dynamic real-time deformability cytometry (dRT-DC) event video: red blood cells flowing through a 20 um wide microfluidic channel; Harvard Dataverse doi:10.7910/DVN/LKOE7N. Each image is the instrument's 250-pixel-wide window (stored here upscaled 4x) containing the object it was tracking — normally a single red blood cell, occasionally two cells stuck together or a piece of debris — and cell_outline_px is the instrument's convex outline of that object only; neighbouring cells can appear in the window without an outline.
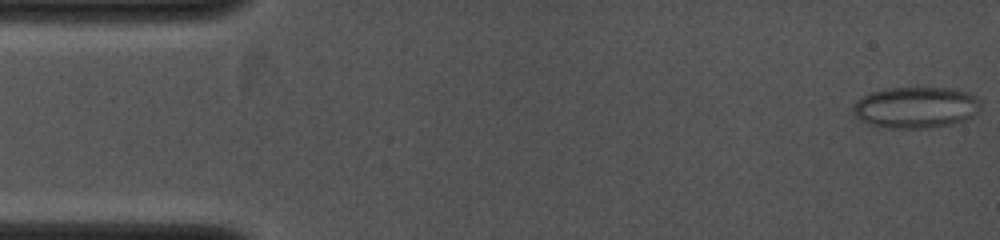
{"species": "common noctule bat (a hibernating species)", "species_latin": "Nyctalus noctula", "temperature_condition": "cold", "stored_images_in_passage": 36, "camera_frame_rate_fps": 4000, "um_per_image_px": 0.085, "animal": {"sex": "female", "body_mass_g": 19.0, "forearm_length_mm": 53.3}, "frame": {"image": 1, "passage_image": 1, "time_ms": 0.0, "image_size_px": [1000, 240], "cell_outline_px": [[980, 108], [972, 116], [964, 120], [952, 124], [924, 128], [888, 128], [868, 124], [860, 120], [852, 112], [852, 108], [856, 100], [872, 92], [884, 88], [952, 88], [968, 92], [976, 96], [980, 100]], "centroid_in_image_um": [77.83, 9.13], "position_along_channel_um": 7.2, "area_um2": 30.81}}
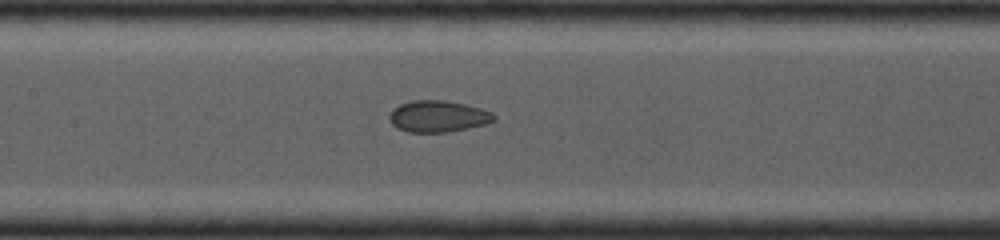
{"frame": {"image": 2, "passage_image": 14, "time_ms": 5.5, "image_size_px": [1000, 240], "cell_outline_px": [[496, 120], [484, 124], [468, 128], [448, 132], [408, 132], [396, 128], [392, 124], [388, 116], [392, 108], [400, 104], [412, 100], [444, 100], [464, 104], [492, 112], [496, 116]], "centroid_in_image_um": [37.2, 9.89], "position_along_channel_um": 170.2, "area_um2": 19.25}}
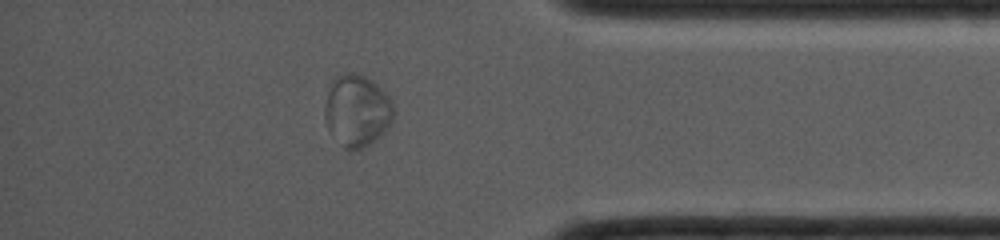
{"frame": {"image": 3, "passage_image": 29, "time_ms": 10.25, "image_size_px": [1000, 240], "cell_outline_px": [[392, 120], [372, 144], [360, 148], [344, 148], [328, 132], [324, 116], [324, 104], [332, 80], [336, 76], [348, 72], [364, 76], [380, 88], [384, 92], [392, 104]], "centroid_in_image_um": [30.28, 9.41], "position_along_channel_um": 404.9, "area_um2": 28.32}}